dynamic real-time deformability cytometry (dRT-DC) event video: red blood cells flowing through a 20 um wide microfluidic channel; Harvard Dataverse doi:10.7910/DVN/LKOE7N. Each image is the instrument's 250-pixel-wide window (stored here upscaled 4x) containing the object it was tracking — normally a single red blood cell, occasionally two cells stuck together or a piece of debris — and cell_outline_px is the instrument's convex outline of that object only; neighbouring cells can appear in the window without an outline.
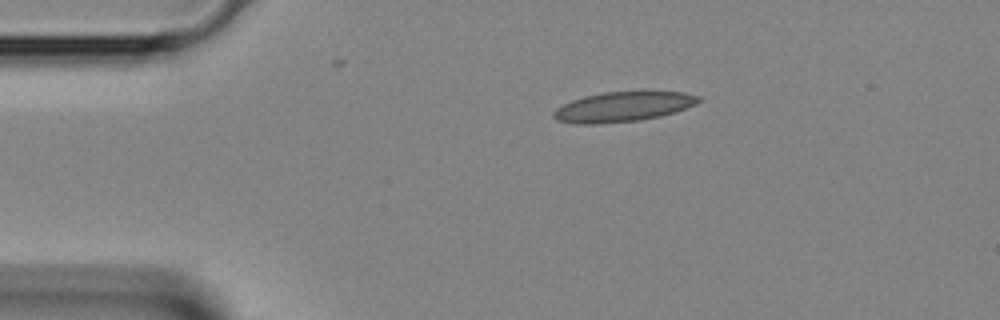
{"species": "Egyptian fruit bat (a non-hibernating species)", "species_latin": "Rousettus aegyptiacus", "temperature_condition": "room temperature", "stored_images_in_passage": 3, "segment_of_instrument_passage": [2, 2], "camera_frame_rate_fps": 3000, "um_per_image_px": 0.085, "animal": {"sex": "female"}, "frame": {"image": 1, "passage_image": 3, "time_ms": 0.667, "image_size_px": [1000, 320], "cell_outline_px": [[700, 100], [696, 104], [676, 112], [660, 116], [640, 120], [596, 124], [576, 124], [556, 120], [552, 116], [552, 112], [556, 108], [572, 100], [584, 96], [604, 92], [684, 92], [700, 96]], "centroid_in_image_um": [52.93, 9.08], "position_along_channel_um": 32.1, "area_um2": 25.2}}